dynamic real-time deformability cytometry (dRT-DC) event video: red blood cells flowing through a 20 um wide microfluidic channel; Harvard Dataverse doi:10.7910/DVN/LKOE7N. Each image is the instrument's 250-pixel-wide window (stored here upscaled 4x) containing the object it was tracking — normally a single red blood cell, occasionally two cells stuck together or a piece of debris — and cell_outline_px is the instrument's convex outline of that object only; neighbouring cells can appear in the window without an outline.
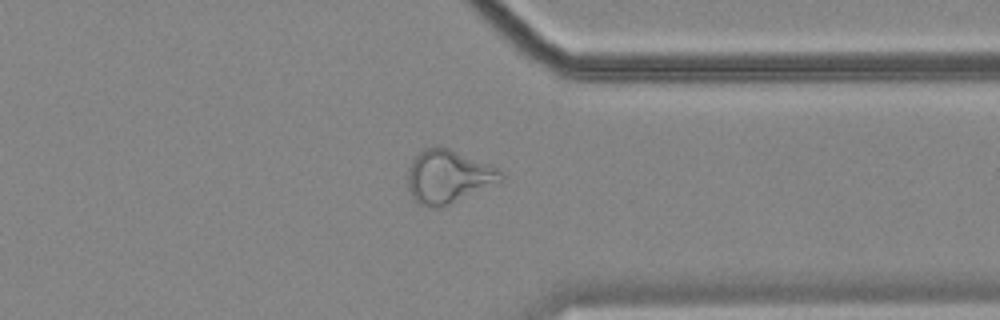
{"species": "common noctule bat (a hibernating species)", "species_latin": "Nyctalus noctula", "temperature_condition": "cold", "stored_images_in_passage": 57, "camera_frame_rate_fps": 3000, "um_per_image_px": 0.085, "animal": {"sex": "female", "body_mass_g": 18.4}, "frame": {"image": 1, "passage_image": 44, "time_ms": 14.333, "image_size_px": [1000, 320], "cell_outline_px": [[504, 184], [440, 208], [428, 208], [416, 204], [408, 188], [408, 168], [412, 160], [424, 148], [448, 148], [500, 168], [504, 176]], "centroid_in_image_um": [38.19, 15.07], "position_along_channel_um": 373.2, "area_um2": 29.77}}
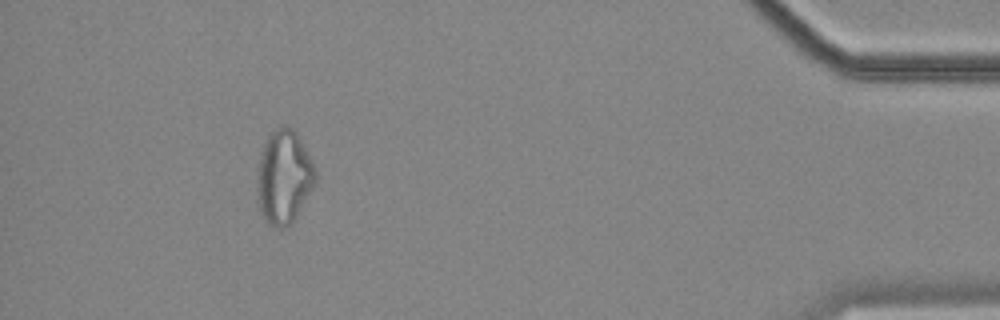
{"frame": {"image": 2, "passage_image": 52, "time_ms": 17.0, "image_size_px": [1000, 320], "cell_outline_px": [[316, 180], [312, 188], [296, 216], [284, 228], [276, 228], [268, 224], [264, 220], [260, 208], [256, 188], [256, 180], [260, 156], [264, 140], [268, 132], [284, 124], [292, 128], [300, 136], [316, 168]], "centroid_in_image_um": [24.12, 14.98], "position_along_channel_um": 411.1, "area_um2": 32.14}, "authors_computed_cell_mechanics": {"area_um2": 29.8826, "velocity_mm_per_s": 3.5001, "shape_relaxation_time_tau1_ms": null, "shape_relaxation_time_tau2_ms": 3.3739, "deformation_change_tau1": null, "deformation_change_tau2": 0.129}}